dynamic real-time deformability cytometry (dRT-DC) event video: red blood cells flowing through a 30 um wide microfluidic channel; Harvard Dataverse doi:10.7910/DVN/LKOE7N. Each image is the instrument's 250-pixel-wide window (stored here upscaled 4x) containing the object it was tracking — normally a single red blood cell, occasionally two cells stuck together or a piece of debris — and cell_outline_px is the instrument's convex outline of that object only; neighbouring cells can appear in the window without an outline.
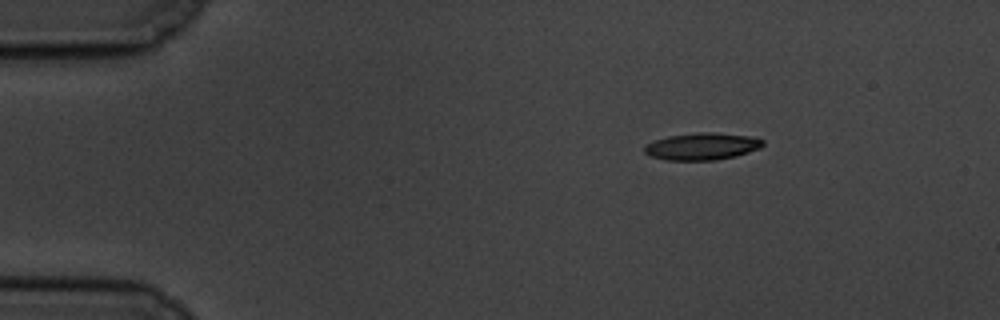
{"species": "common noctule bat (a hibernating species)", "species_latin": "Nyctalus noctula", "temperature_condition": "cold", "stored_images_in_passage": 50, "camera_frame_rate_fps": 3000, "um_per_image_px": 0.085, "animal": {"sex": "male", "body_mass_g": 19.5, "forearm_length_mm": 54.6}, "frame": {"image": 1, "passage_image": 1, "time_ms": 0.0, "image_size_px": [1000, 320], "cell_outline_px": [[764, 144], [760, 148], [736, 156], [716, 160], [664, 160], [648, 156], [644, 152], [644, 144], [652, 140], [668, 136], [700, 132], [712, 132], [756, 136], [764, 140]], "centroid_in_image_um": [59.66, 12.44], "position_along_channel_um": 25.3, "area_um2": 19.07}}
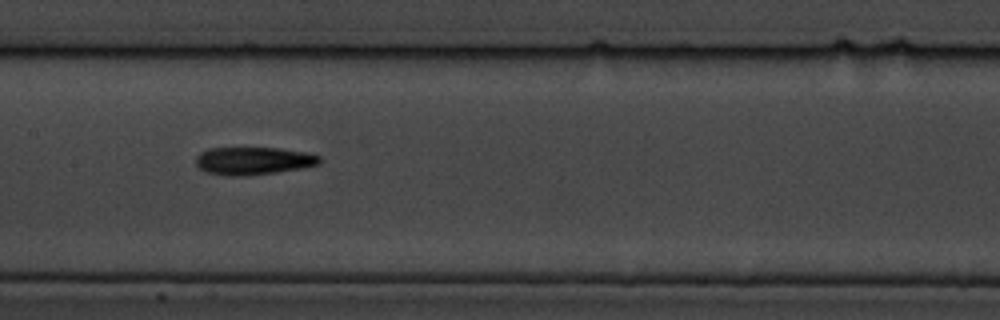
{"frame": {"image": 2, "passage_image": 21, "time_ms": 6.667, "image_size_px": [1000, 320], "cell_outline_px": [[320, 164], [304, 168], [276, 172], [244, 176], [228, 176], [204, 172], [196, 164], [196, 156], [200, 152], [208, 148], [280, 148], [304, 152], [320, 156]], "centroid_in_image_um": [21.51, 13.67], "position_along_channel_um": 185.9, "area_um2": 20.11}}
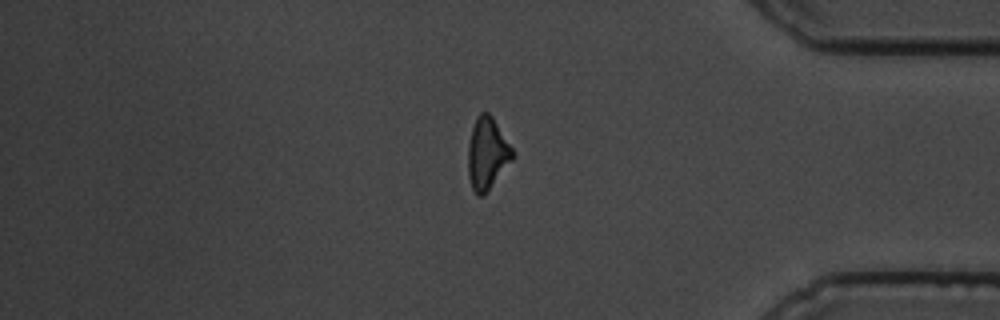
{"frame": {"image": 3, "passage_image": 41, "time_ms": 13.333, "image_size_px": [1000, 320], "cell_outline_px": [[512, 160], [488, 188], [480, 196], [476, 196], [472, 188], [468, 176], [468, 144], [472, 128], [476, 116], [480, 112], [488, 112], [492, 116], [512, 148]], "centroid_in_image_um": [41.37, 13.0], "position_along_channel_um": 393.8, "area_um2": 18.15}, "authors_computed_cell_mechanics": {"area_um2": 19.074, "velocity_mm_per_s": 3.4774, "shape_relaxation_time_tau1_ms": 2.7405, "shape_relaxation_time_tau2_ms": 9.0196, "deformation_change_tau1": 0.162, "deformation_change_tau2": 0.2195}}